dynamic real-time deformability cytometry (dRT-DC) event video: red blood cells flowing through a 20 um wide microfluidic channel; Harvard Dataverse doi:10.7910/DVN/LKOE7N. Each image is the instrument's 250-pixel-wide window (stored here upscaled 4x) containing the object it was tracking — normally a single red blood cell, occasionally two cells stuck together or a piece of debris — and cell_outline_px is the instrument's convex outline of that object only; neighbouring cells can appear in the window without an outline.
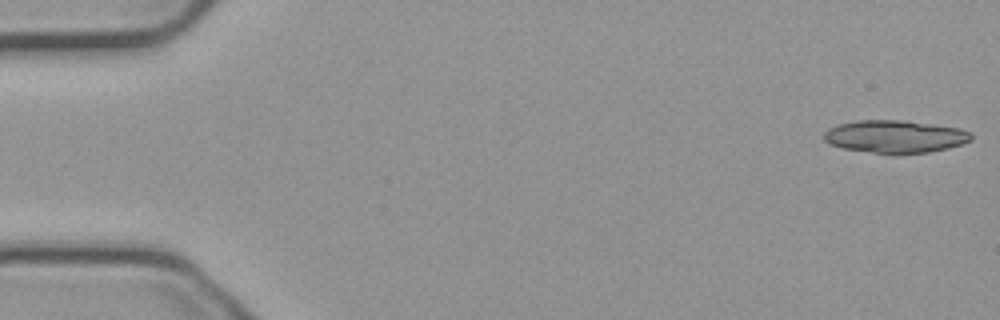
{"species": "common noctule bat (a hibernating species)", "species_latin": "Nyctalus noctula", "temperature_condition": "cold", "stored_images_in_passage": 18, "camera_frame_rate_fps": 3000, "um_per_image_px": 0.085, "animal": {"sex": "male", "body_mass_g": 23.1, "forearm_length_mm": 52.7}, "frame": {"image": 1, "passage_image": 1, "time_ms": 0.0, "image_size_px": [1000, 320], "cell_outline_px": [[972, 140], [948, 148], [928, 152], [900, 156], [892, 156], [840, 148], [828, 144], [824, 140], [824, 132], [828, 128], [836, 124], [860, 120], [904, 120], [960, 128], [968, 132], [972, 136]], "centroid_in_image_um": [76.02, 11.64], "position_along_channel_um": 9.0, "area_um2": 28.78}}